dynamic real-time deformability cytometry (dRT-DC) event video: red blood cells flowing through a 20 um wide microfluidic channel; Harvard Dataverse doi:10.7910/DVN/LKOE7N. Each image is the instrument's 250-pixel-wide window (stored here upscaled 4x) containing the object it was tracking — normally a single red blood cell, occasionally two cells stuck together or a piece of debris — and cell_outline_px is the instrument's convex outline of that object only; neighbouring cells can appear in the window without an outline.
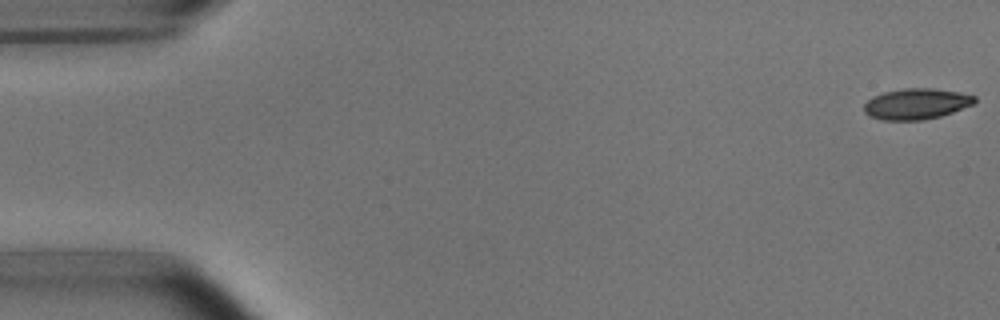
{"species": "common noctule bat (a hibernating species)", "species_latin": "Nyctalus noctula", "temperature_condition": "room temperature", "stored_images_in_passage": 52, "camera_frame_rate_fps": 3000, "um_per_image_px": 0.085, "animal": {"sex": "male", "body_mass_g": 15.6}, "frame": {"image": 1, "passage_image": 1, "time_ms": 0.0, "image_size_px": [1000, 320], "cell_outline_px": [[976, 100], [972, 104], [952, 112], [940, 116], [924, 120], [884, 120], [868, 116], [864, 112], [864, 104], [872, 96], [884, 92], [904, 88], [936, 88], [960, 92], [976, 96]], "centroid_in_image_um": [77.87, 8.82], "position_along_channel_um": 7.1, "area_um2": 19.94}}
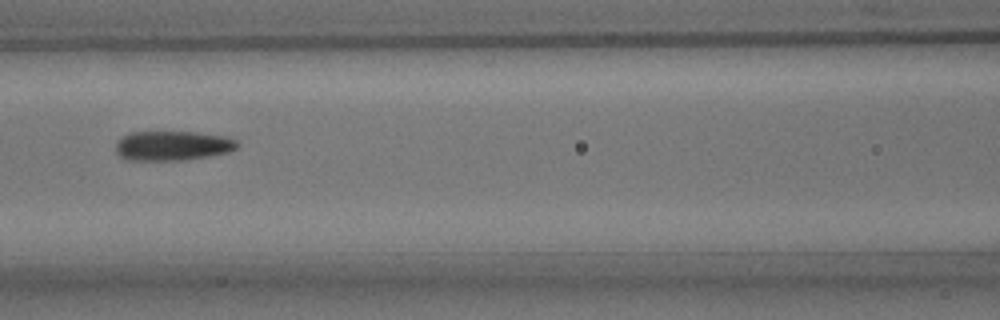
{"frame": {"image": 2, "passage_image": 23, "time_ms": 7.333, "image_size_px": [1000, 320], "cell_outline_px": [[240, 144], [236, 148], [228, 152], [208, 156], [184, 160], [128, 160], [120, 156], [116, 152], [116, 144], [124, 136], [132, 132], [196, 132], [224, 136], [236, 140]], "centroid_in_image_um": [14.69, 12.39], "position_along_channel_um": 151.9, "area_um2": 20.81}}
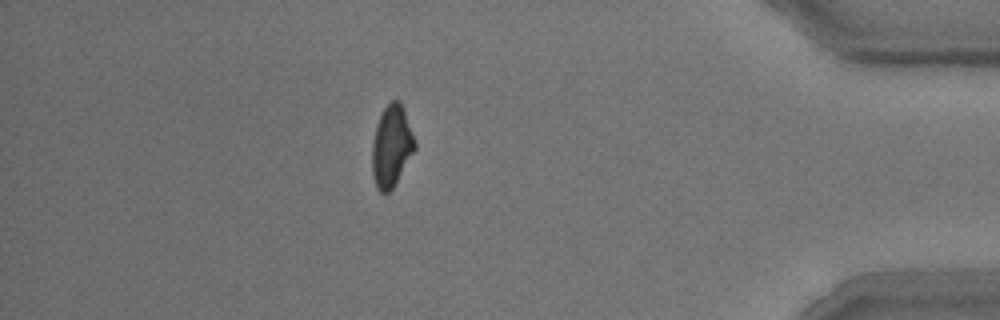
{"frame": {"image": 3, "passage_image": 46, "time_ms": 15.0, "image_size_px": [1000, 320], "cell_outline_px": [[416, 148], [392, 188], [388, 192], [380, 192], [376, 188], [372, 172], [372, 140], [376, 124], [384, 108], [392, 100], [400, 100], [404, 108], [416, 144]], "centroid_in_image_um": [33.26, 12.4], "position_along_channel_um": 401.9, "area_um2": 20.17}, "authors_computed_cell_mechanics": {"area_um2": 20.7791, "velocity_mm_per_s": 3.8122, "shape_relaxation_time_tau1_ms": 4.2495, "shape_relaxation_time_tau2_ms": 3.1509, "deformation_change_tau1": 0.1342, "deformation_change_tau2": 0.1024}}